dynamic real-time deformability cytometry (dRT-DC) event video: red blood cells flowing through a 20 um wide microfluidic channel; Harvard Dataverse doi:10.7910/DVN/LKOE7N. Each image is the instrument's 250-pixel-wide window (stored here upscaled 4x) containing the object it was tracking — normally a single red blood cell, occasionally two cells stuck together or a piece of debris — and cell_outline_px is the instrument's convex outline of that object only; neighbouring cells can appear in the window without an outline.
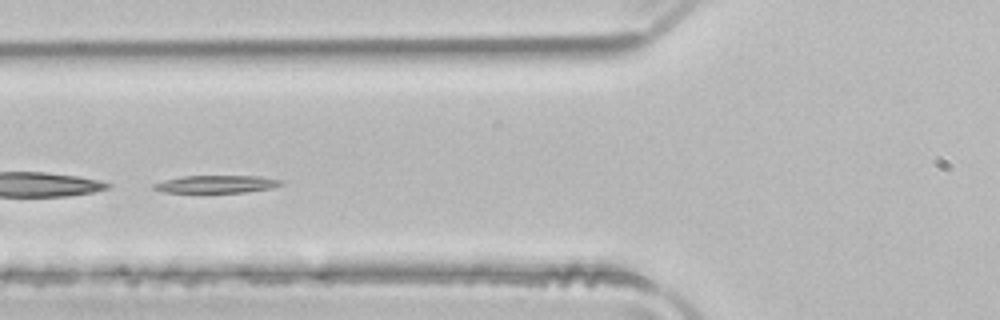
{"species": "common noctule bat (a hibernating species)", "species_latin": "Nyctalus noctula", "temperature_condition": "room temperature", "stored_images_in_passage": 35, "camera_frame_rate_fps": 3000, "um_per_image_px": 0.085, "animal": {"sex": "male", "body_mass_g": 21.5, "forearm_length_mm": 52.0}, "frame": {"image": 1, "passage_image": 6, "time_ms": 1.667, "image_size_px": [1000, 320], "cell_outline_px": [[284, 184], [272, 188], [244, 192], [164, 192], [152, 188], [152, 184], [164, 180], [184, 176], [260, 176], [280, 180]], "centroid_in_image_um": [18.39, 15.65], "position_along_channel_um": 107.4, "area_um2": 12.89}, "authors_computed_cell_mechanics": {"area_um2": 13.583, "velocity_mm_per_s": 3.9811, "shape_relaxation_time_tau1_ms": 9.1539, "shape_relaxation_time_tau2_ms": null, "deformation_change_tau1": 0.2433, "deformation_change_tau2": null}}